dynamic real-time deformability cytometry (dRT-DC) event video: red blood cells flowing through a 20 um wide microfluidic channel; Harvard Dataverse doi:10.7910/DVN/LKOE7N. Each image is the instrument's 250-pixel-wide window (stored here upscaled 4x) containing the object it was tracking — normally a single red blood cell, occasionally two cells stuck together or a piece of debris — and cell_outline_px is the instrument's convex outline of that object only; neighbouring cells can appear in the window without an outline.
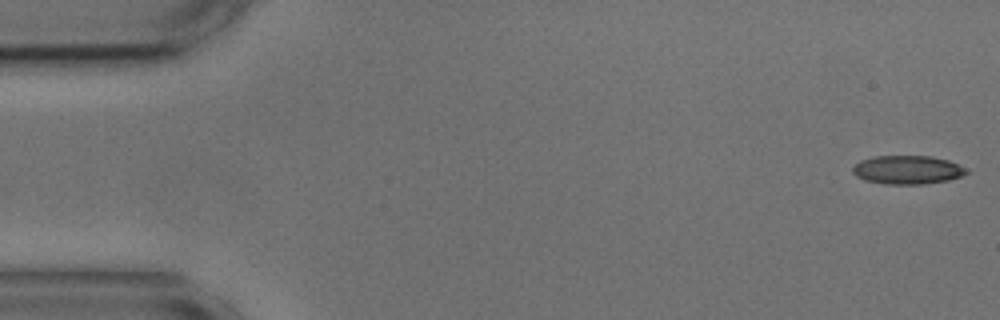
{"species": "common noctule bat (a hibernating species)", "species_latin": "Nyctalus noctula", "temperature_condition": "cold", "stored_images_in_passage": 54, "camera_frame_rate_fps": 3000, "um_per_image_px": 0.085, "animal": {"sex": "male", "body_mass_g": 17.9, "forearm_length_mm": 54.2}, "frame": {"image": 1, "passage_image": 1, "time_ms": 0.0, "image_size_px": [1000, 320], "cell_outline_px": [[968, 172], [960, 176], [948, 180], [924, 184], [884, 184], [864, 180], [856, 176], [852, 172], [852, 168], [860, 160], [872, 156], [932, 156], [948, 160], [964, 168]], "centroid_in_image_um": [77.08, 14.43], "position_along_channel_um": 7.9, "area_um2": 18.9}}
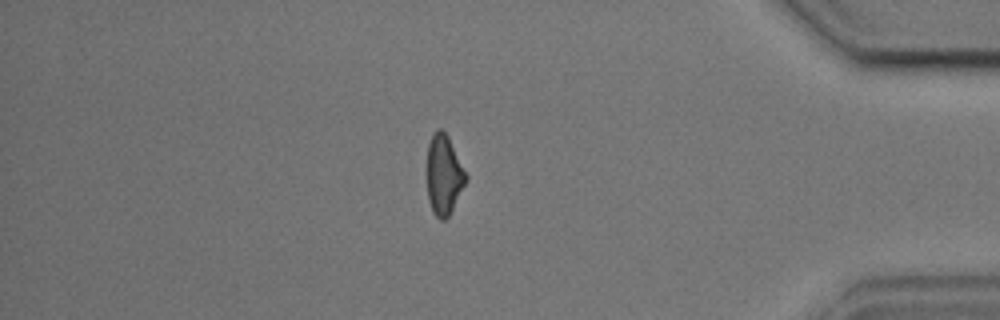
{"frame": {"image": 2, "passage_image": 46, "time_ms": 15.0, "image_size_px": [1000, 320], "cell_outline_px": [[468, 180], [448, 216], [444, 220], [440, 220], [432, 212], [428, 200], [428, 144], [436, 128], [440, 128], [448, 136], [468, 176]], "centroid_in_image_um": [37.74, 14.87], "position_along_channel_um": 397.5, "area_um2": 17.98}}
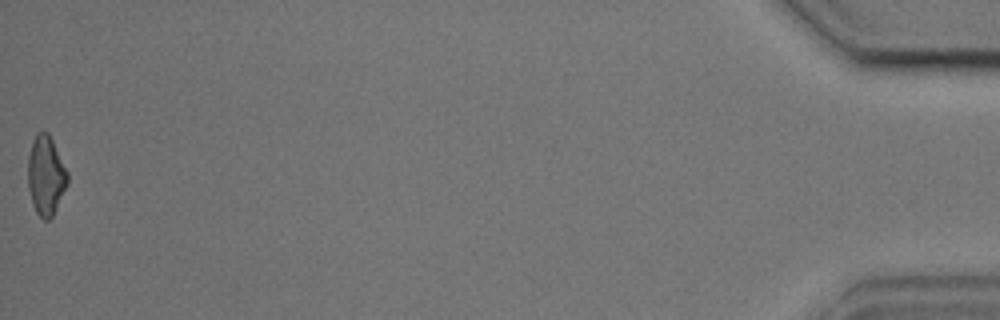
{"frame": {"image": 3, "passage_image": 54, "time_ms": 17.667, "image_size_px": [1000, 320], "cell_outline_px": [[68, 184], [52, 216], [48, 220], [44, 220], [36, 212], [32, 204], [28, 188], [28, 156], [32, 140], [36, 132], [48, 132], [68, 172]], "centroid_in_image_um": [3.89, 14.91], "position_along_channel_um": 431.3, "area_um2": 18.32}, "authors_computed_cell_mechanics": {"area_um2": 19.1029, "velocity_mm_per_s": 3.6679, "shape_relaxation_time_tau1_ms": null, "shape_relaxation_time_tau2_ms": 3.2927, "deformation_change_tau1": null, "deformation_change_tau2": 0.1277}}